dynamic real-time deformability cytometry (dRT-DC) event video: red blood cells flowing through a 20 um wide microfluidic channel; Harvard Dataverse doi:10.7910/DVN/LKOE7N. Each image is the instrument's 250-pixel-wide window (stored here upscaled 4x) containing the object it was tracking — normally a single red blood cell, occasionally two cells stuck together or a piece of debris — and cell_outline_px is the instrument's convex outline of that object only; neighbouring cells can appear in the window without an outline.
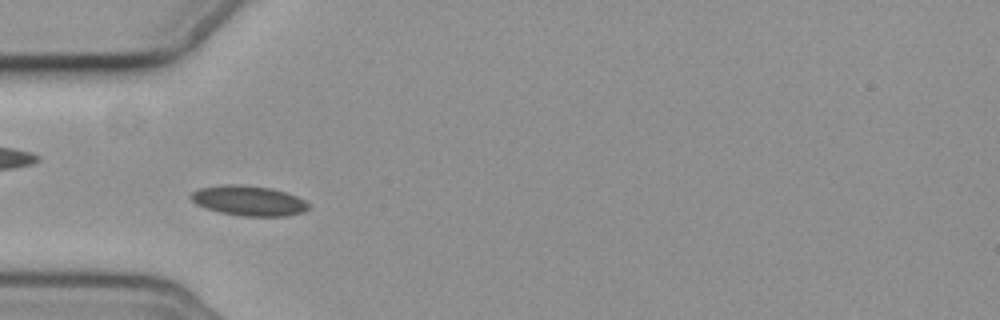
{"species": "common noctule bat (a hibernating species)", "species_latin": "Nyctalus noctula", "temperature_condition": "cold", "stored_images_in_passage": 4, "camera_frame_rate_fps": 3000, "um_per_image_px": 0.085, "animal": {"sex": "female", "body_mass_g": 19.3, "forearm_length_mm": 54.1}, "frame": {"image": 1, "passage_image": 4, "time_ms": 3.333, "image_size_px": [1000, 320], "cell_outline_px": [[308, 208], [304, 212], [288, 216], [240, 216], [220, 212], [196, 204], [188, 196], [192, 192], [200, 188], [224, 184], [236, 184], [272, 188], [296, 196], [304, 200], [308, 204]], "centroid_in_image_um": [21.13, 17.06], "position_along_channel_um": 63.9, "area_um2": 20.52}}